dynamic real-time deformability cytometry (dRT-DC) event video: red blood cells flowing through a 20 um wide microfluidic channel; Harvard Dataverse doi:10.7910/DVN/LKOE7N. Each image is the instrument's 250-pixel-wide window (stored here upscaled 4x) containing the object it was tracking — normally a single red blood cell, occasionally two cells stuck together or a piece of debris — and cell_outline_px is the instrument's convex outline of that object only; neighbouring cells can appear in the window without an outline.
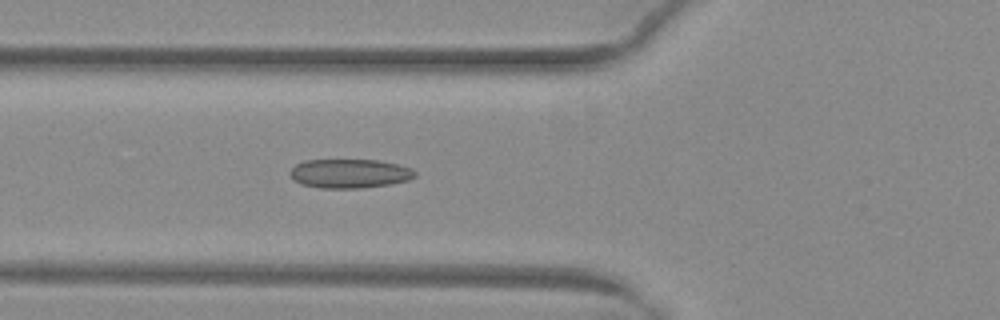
{"species": "common noctule bat (a hibernating species)", "species_latin": "Nyctalus noctula", "temperature_condition": "warm", "stored_images_in_passage": 39, "camera_frame_rate_fps": 3000, "um_per_image_px": 0.085, "animal": {"sex": "female", "body_mass_g": 29.2, "forearm_length_mm": 56.3}, "frame": {"image": 1, "passage_image": 7, "time_ms": 2.0, "image_size_px": [1000, 320], "cell_outline_px": [[416, 176], [408, 180], [388, 184], [360, 188], [320, 188], [300, 184], [288, 172], [296, 164], [304, 160], [380, 160], [412, 168], [416, 172]], "centroid_in_image_um": [29.71, 14.74], "position_along_channel_um": 96.1, "area_um2": 21.1}}
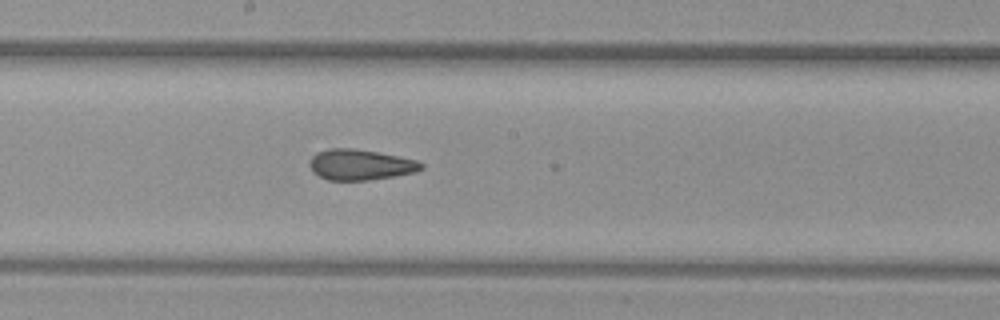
{"frame": {"image": 2, "passage_image": 16, "time_ms": 5.0, "image_size_px": [1000, 320], "cell_outline_px": [[424, 168], [416, 172], [368, 180], [328, 180], [312, 172], [308, 164], [312, 156], [316, 152], [328, 148], [352, 148], [380, 152], [416, 160], [424, 164]], "centroid_in_image_um": [30.61, 13.99], "position_along_channel_um": 217.6, "area_um2": 20.06}}
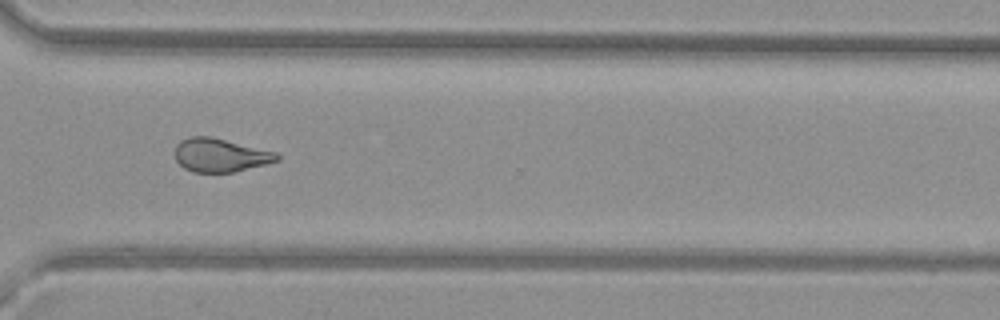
{"frame": {"image": 3, "passage_image": 26, "time_ms": 8.333, "image_size_px": [1000, 320], "cell_outline_px": [[280, 160], [268, 164], [236, 172], [192, 172], [184, 168], [176, 160], [176, 144], [180, 140], [188, 136], [212, 136], [276, 152], [280, 156]], "centroid_in_image_um": [18.74, 13.18], "position_along_channel_um": 351.9, "area_um2": 20.17}, "authors_computed_cell_mechanics": {"area_um2": 20.8658, "velocity_mm_per_s": 4.0359, "shape_relaxation_time_tau1_ms": null, "shape_relaxation_time_tau2_ms": 2.0255, "deformation_change_tau1": null, "deformation_change_tau2": 0.0907}}